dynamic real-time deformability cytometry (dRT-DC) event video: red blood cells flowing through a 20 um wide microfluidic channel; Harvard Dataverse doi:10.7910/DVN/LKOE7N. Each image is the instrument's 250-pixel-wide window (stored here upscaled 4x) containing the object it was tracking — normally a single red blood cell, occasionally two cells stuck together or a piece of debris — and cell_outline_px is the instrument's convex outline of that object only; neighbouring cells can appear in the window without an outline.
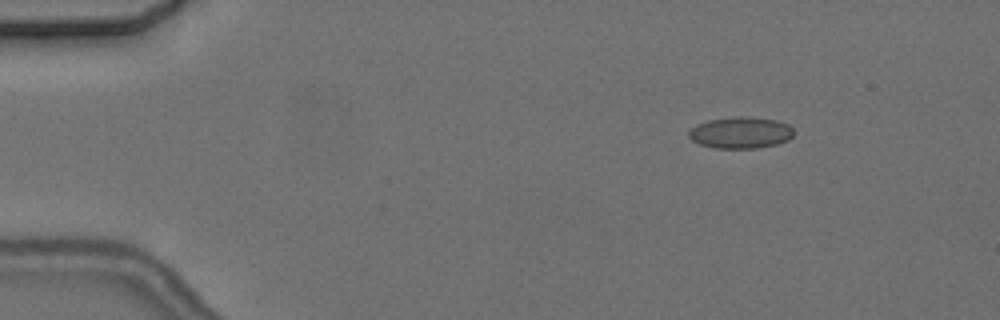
{"species": "common noctule bat (a hibernating species)", "species_latin": "Nyctalus noctula", "temperature_condition": "cold", "stored_images_in_passage": 9, "camera_frame_rate_fps": 3000, "um_per_image_px": 0.085, "animal": {"sex": "female", "body_mass_g": 24.6, "forearm_length_mm": 56.2}, "frame": {"image": 1, "passage_image": 1, "time_ms": 0.0, "image_size_px": [1000, 320], "cell_outline_px": [[796, 132], [788, 140], [776, 144], [756, 148], [716, 148], [700, 144], [692, 140], [688, 136], [688, 132], [696, 124], [708, 120], [736, 116], [748, 116], [776, 120], [788, 124]], "centroid_in_image_um": [62.96, 11.26], "position_along_channel_um": 22.0, "area_um2": 19.36}}
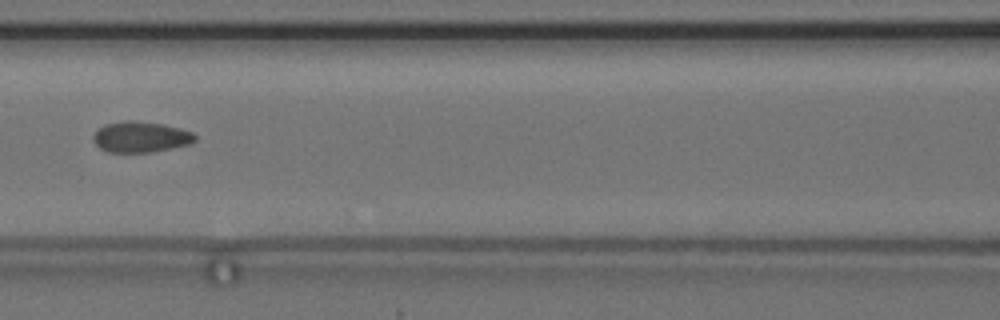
{"frame": {"image": 2, "passage_image": 6, "time_ms": 6.0, "image_size_px": [1000, 320], "cell_outline_px": [[196, 140], [192, 144], [152, 152], [108, 152], [100, 148], [92, 140], [92, 136], [104, 124], [128, 120], [132, 120], [164, 124], [180, 128], [192, 132], [196, 136]], "centroid_in_image_um": [11.98, 11.64], "position_along_channel_um": 154.6, "area_um2": 18.38}}